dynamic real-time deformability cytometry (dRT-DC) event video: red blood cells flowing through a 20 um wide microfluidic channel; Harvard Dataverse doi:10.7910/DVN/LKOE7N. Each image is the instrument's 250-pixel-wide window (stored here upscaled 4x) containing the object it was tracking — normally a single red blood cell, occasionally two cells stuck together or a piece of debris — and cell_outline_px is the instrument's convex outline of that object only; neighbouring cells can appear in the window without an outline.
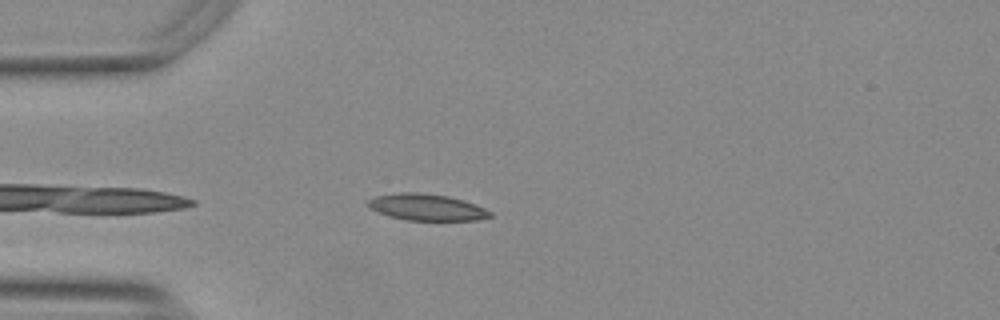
{"species": "Egyptian fruit bat (a non-hibernating species)", "species_latin": "Rousettus aegyptiacus", "temperature_condition": "warm", "stored_images_in_passage": 17, "camera_frame_rate_fps": 3000, "um_per_image_px": 0.085, "animal": {"sex": "female"}, "frame": {"image": 1, "passage_image": 1, "time_ms": 0.0, "image_size_px": [1000, 320], "cell_outline_px": [[492, 216], [476, 220], [408, 220], [392, 216], [380, 212], [364, 204], [368, 200], [376, 196], [400, 192], [420, 192], [448, 196], [464, 200], [484, 208], [492, 212]], "centroid_in_image_um": [36.28, 17.6], "position_along_channel_um": 48.7, "area_um2": 18.67}}
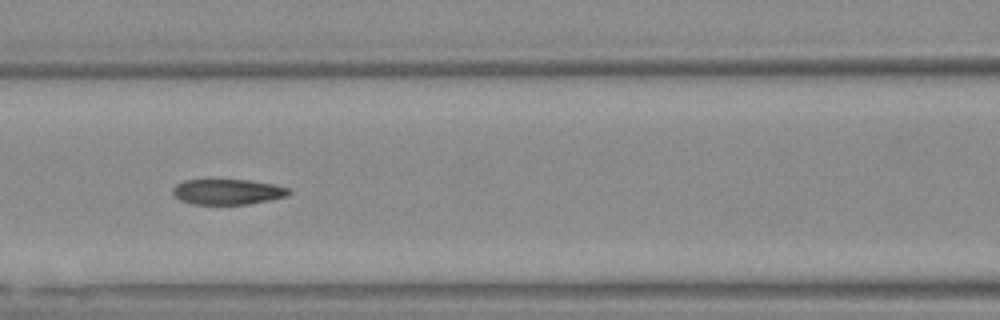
{"frame": {"image": 2, "passage_image": 10, "time_ms": 3.0, "image_size_px": [1000, 320], "cell_outline_px": [[292, 192], [288, 196], [248, 204], [192, 204], [180, 200], [172, 192], [172, 188], [176, 184], [184, 180], [248, 180], [272, 184], [288, 188]], "centroid_in_image_um": [19.34, 16.3], "position_along_channel_um": 147.3, "area_um2": 17.11}}
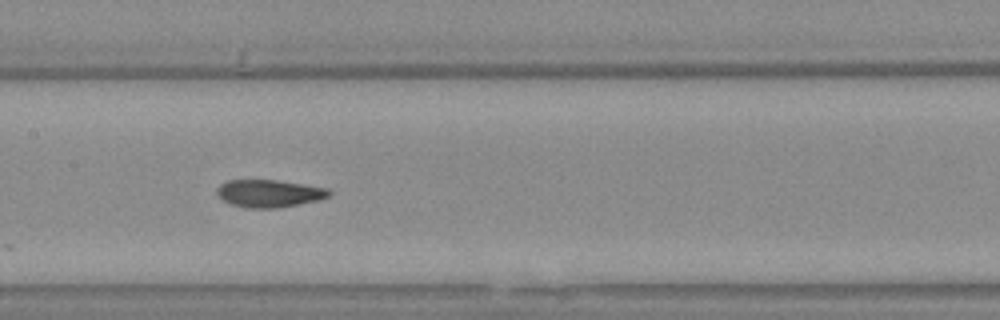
{"frame": {"image": 3, "passage_image": 13, "time_ms": 4.0, "image_size_px": [1000, 320], "cell_outline_px": [[332, 196], [320, 200], [280, 208], [248, 208], [232, 204], [216, 196], [216, 188], [220, 184], [228, 180], [276, 180], [304, 184], [328, 188], [332, 192]], "centroid_in_image_um": [22.91, 16.44], "position_along_channel_um": 184.5, "area_um2": 18.26}}